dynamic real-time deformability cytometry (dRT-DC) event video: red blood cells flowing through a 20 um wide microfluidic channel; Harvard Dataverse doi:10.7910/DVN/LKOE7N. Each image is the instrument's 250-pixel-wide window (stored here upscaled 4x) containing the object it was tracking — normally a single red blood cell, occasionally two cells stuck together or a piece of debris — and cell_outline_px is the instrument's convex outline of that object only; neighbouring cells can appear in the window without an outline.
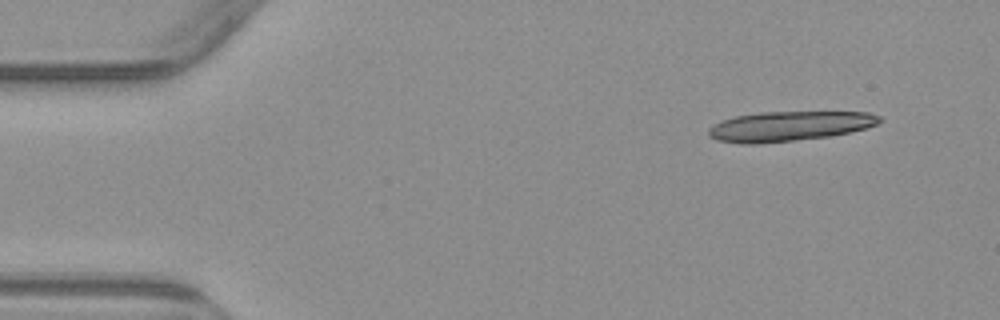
{"species": "common noctule bat (a hibernating species)", "species_latin": "Nyctalus noctula", "temperature_condition": "warm", "stored_images_in_passage": 4, "camera_frame_rate_fps": 3000, "um_per_image_px": 0.085, "animal": {"sex": "male", "body_mass_g": 23.1, "forearm_length_mm": 52.7}, "frame": {"image": 1, "passage_image": 1, "time_ms": 0.0, "image_size_px": [1000, 320], "cell_outline_px": [[884, 120], [868, 128], [828, 136], [760, 144], [740, 144], [716, 140], [708, 136], [708, 128], [712, 124], [720, 120], [736, 116], [760, 112], [868, 112], [880, 116]], "centroid_in_image_um": [67.03, 10.73], "position_along_channel_um": 18.0, "area_um2": 29.88}}